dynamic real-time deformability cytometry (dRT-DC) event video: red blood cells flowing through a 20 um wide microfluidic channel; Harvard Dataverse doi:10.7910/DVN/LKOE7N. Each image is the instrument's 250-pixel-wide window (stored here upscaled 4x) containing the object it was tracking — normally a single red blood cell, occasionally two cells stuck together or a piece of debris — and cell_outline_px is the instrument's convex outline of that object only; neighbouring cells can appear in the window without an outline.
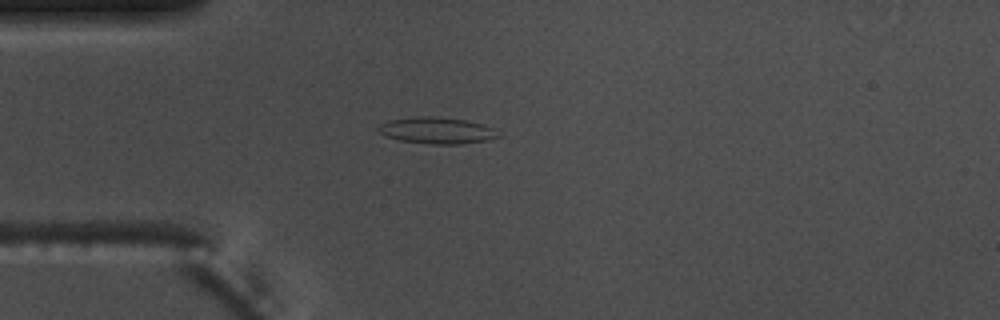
{"species": "common noctule bat (a hibernating species)", "species_latin": "Nyctalus noctula", "temperature_condition": "warm", "stored_images_in_passage": 7, "camera_frame_rate_fps": 3000, "um_per_image_px": 0.085, "animal": {"sex": "male", "body_mass_g": 17.5, "forearm_length_mm": 52.3}, "frame": {"image": 1, "passage_image": 4, "time_ms": 1.0, "image_size_px": [1000, 320], "cell_outline_px": [[500, 136], [484, 140], [460, 144], [432, 144], [400, 140], [388, 136], [380, 132], [376, 128], [380, 124], [388, 120], [428, 116], [432, 116], [464, 120], [480, 124], [492, 128]], "centroid_in_image_um": [37.09, 11.09], "position_along_channel_um": 47.9, "area_um2": 17.92}}
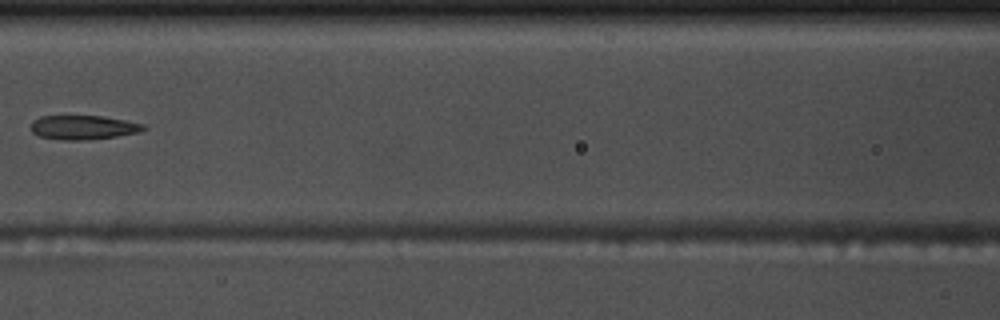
{"frame": {"image": 2, "passage_image": 7, "time_ms": 2.0, "image_size_px": [1000, 320], "cell_outline_px": [[148, 128], [140, 132], [116, 136], [84, 140], [64, 140], [40, 136], [32, 132], [32, 120], [40, 116], [100, 116], [124, 120], [144, 124]], "centroid_in_image_um": [7.09, 10.82], "position_along_channel_um": 159.5, "area_um2": 15.72}}